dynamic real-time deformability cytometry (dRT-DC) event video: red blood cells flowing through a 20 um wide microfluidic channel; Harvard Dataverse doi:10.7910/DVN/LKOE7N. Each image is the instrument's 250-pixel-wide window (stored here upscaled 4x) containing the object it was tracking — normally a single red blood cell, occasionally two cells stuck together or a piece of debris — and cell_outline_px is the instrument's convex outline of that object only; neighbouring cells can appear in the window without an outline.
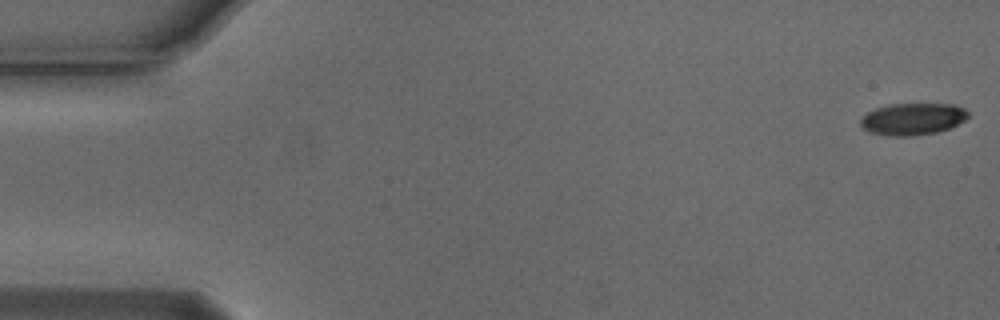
{"species": "Egyptian fruit bat (a non-hibernating species)", "species_latin": "Rousettus aegyptiacus", "temperature_condition": "cold", "stored_images_in_passage": 7, "camera_frame_rate_fps": 3000, "um_per_image_px": 0.085, "animal": {"sex": "male"}, "frame": {"image": 1, "passage_image": 1, "time_ms": 0.0, "image_size_px": [1000, 320], "cell_outline_px": [[968, 116], [964, 120], [948, 128], [936, 132], [912, 136], [892, 136], [868, 132], [860, 124], [860, 120], [868, 112], [876, 108], [892, 104], [952, 104], [964, 108], [968, 112]], "centroid_in_image_um": [77.56, 10.11], "position_along_channel_um": 7.4, "area_um2": 19.77}}
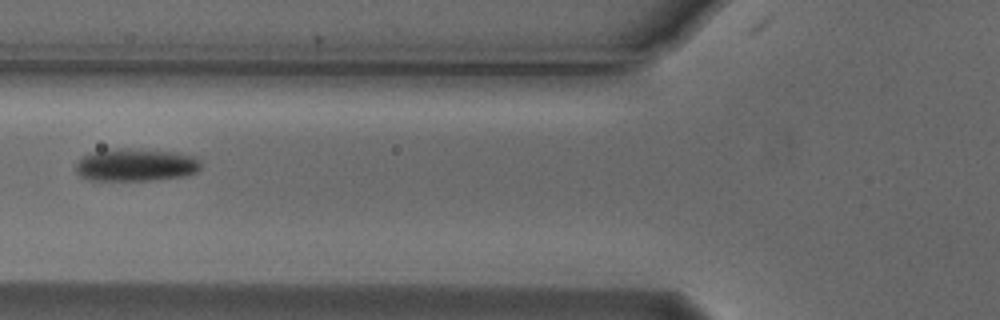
{"frame": {"image": 2, "passage_image": 6, "time_ms": 1.667, "image_size_px": [1000, 320], "cell_outline_px": [[200, 168], [196, 172], [188, 176], [152, 180], [92, 180], [80, 176], [76, 172], [76, 164], [84, 156], [92, 152], [108, 148], [128, 148], [176, 152], [196, 156], [200, 160]], "centroid_in_image_um": [11.57, 14.01], "position_along_channel_um": 114.2, "area_um2": 24.04}}
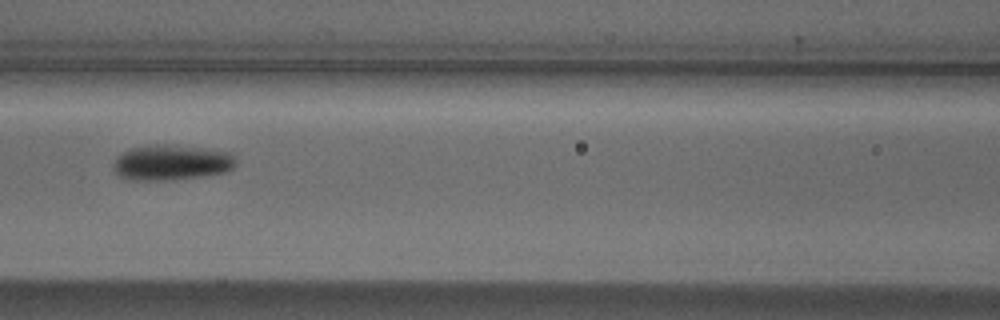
{"frame": {"image": 3, "passage_image": 7, "time_ms": 2.0, "image_size_px": [1000, 320], "cell_outline_px": [[236, 164], [232, 168], [224, 172], [204, 176], [172, 180], [124, 180], [116, 172], [116, 156], [120, 152], [128, 148], [156, 144], [164, 144], [200, 148], [232, 152], [236, 160]], "centroid_in_image_um": [14.57, 13.81], "position_along_channel_um": 152.0, "area_um2": 25.37}}